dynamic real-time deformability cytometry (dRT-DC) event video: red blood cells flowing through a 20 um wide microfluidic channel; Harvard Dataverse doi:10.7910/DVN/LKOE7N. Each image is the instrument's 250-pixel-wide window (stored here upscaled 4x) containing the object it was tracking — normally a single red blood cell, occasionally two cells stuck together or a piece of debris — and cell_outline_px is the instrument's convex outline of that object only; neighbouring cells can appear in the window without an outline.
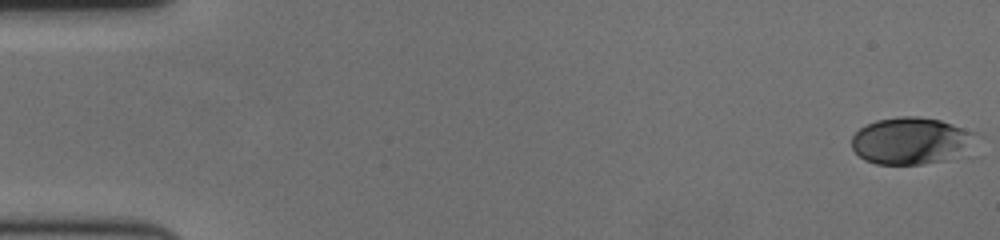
{"species": "human", "species_latin": "Homo sapiens", "temperature_condition": "cold", "stored_images_in_passage": 60, "camera_frame_rate_fps": 3000, "um_per_image_px": 0.085, "donor": {"sex": "female"}, "frame": {"image": 1, "passage_image": 1, "time_ms": 0.0, "image_size_px": [1000, 240], "cell_outline_px": [[976, 132], [944, 160], [924, 164], [876, 164], [864, 160], [852, 148], [852, 136], [860, 128], [876, 120], [900, 116], [920, 116], [940, 120]], "centroid_in_image_um": [77.22, 11.94], "position_along_channel_um": 7.8, "area_um2": 32.43}}
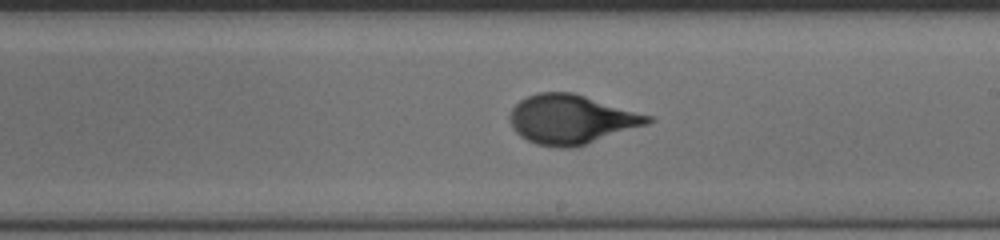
{"frame": {"image": 2, "passage_image": 35, "time_ms": 11.333, "image_size_px": [1000, 240], "cell_outline_px": [[656, 120], [648, 124], [572, 148], [556, 148], [536, 144], [520, 136], [512, 128], [508, 116], [512, 108], [520, 100], [528, 96], [540, 92], [572, 92], [656, 116]], "centroid_in_image_um": [48.59, 10.14], "position_along_channel_um": 240.4, "area_um2": 39.82}}
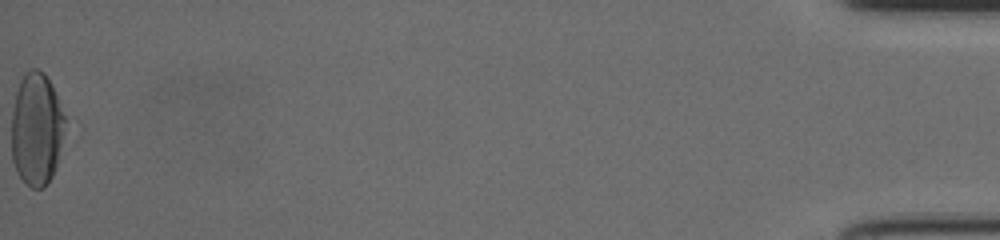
{"frame": {"image": 3, "passage_image": 60, "time_ms": 19.667, "image_size_px": [1000, 240], "cell_outline_px": [[64, 120], [56, 168], [48, 184], [44, 188], [32, 188], [16, 172], [12, 160], [12, 108], [16, 92], [20, 80], [24, 72], [32, 68], [36, 68], [44, 72], [56, 96], [64, 116]], "centroid_in_image_um": [3.06, 10.98], "position_along_channel_um": 432.1, "area_um2": 34.74}, "authors_computed_cell_mechanics": {"area_um2": 36.703, "velocity_mm_per_s": 3.5256, "shape_relaxation_time_tau1_ms": 4.3233, "shape_relaxation_time_tau2_ms": null, "deformation_change_tau1": 0.1872, "deformation_change_tau2": null}}